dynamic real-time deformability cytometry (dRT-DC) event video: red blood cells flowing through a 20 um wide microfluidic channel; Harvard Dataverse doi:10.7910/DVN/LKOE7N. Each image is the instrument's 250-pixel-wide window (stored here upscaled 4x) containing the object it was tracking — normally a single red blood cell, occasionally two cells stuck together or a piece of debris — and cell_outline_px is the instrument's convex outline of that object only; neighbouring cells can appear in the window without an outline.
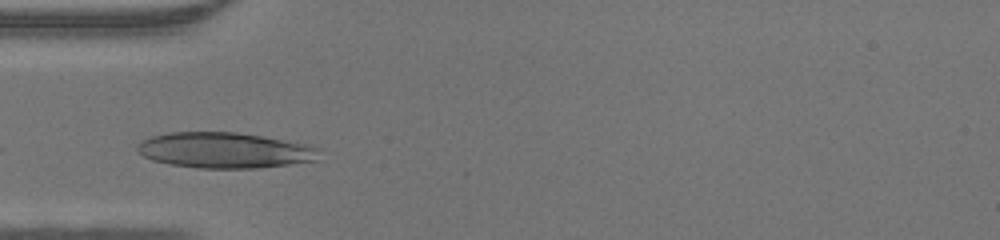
{"species": "human", "species_latin": "Homo sapiens", "temperature_condition": "warm", "stored_images_in_passage": 24, "camera_frame_rate_fps": 3000, "um_per_image_px": 0.085, "donor": {"sex": "male"}, "frame": {"image": 1, "passage_image": 1, "time_ms": 0.0, "image_size_px": [1000, 240], "cell_outline_px": [[320, 160], [260, 168], [196, 168], [172, 164], [152, 160], [136, 152], [136, 144], [152, 136], [172, 132], [236, 132], [264, 136], [312, 144], [320, 148]], "centroid_in_image_um": [19.17, 12.77], "position_along_channel_um": 65.8, "area_um2": 38.32}}
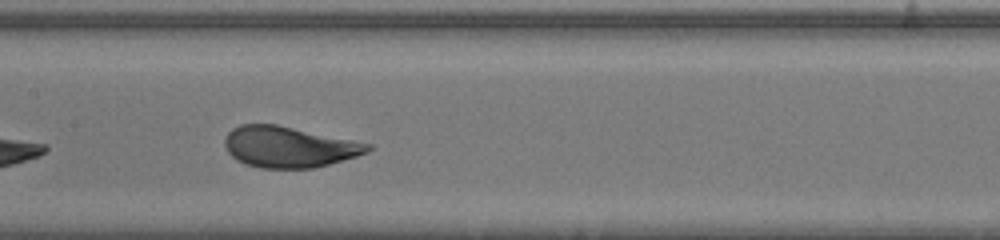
{"frame": {"image": 2, "passage_image": 9, "time_ms": 2.667, "image_size_px": [1000, 240], "cell_outline_px": [[372, 148], [368, 152], [356, 156], [328, 164], [312, 168], [260, 168], [244, 164], [236, 160], [228, 152], [224, 144], [224, 140], [228, 132], [232, 128], [240, 124], [276, 124], [372, 144]], "centroid_in_image_um": [24.52, 12.49], "position_along_channel_um": 182.9, "area_um2": 34.04}}
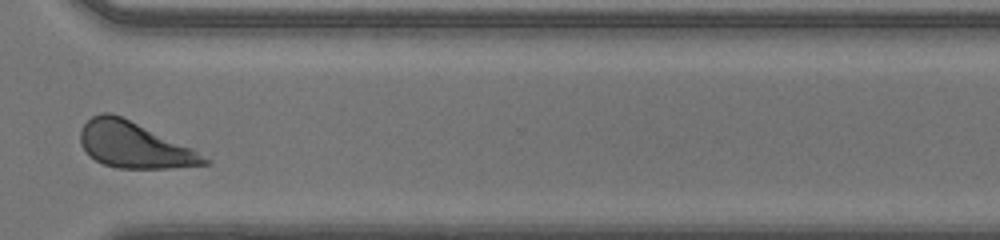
{"frame": {"image": 3, "passage_image": 21, "time_ms": 6.667, "image_size_px": [1000, 240], "cell_outline_px": [[212, 160], [208, 164], [172, 168], [116, 168], [104, 164], [96, 160], [80, 144], [80, 128], [92, 116], [100, 112], [108, 112], [120, 116], [192, 148]], "centroid_in_image_um": [11.4, 12.33], "position_along_channel_um": 359.2, "area_um2": 32.71}}